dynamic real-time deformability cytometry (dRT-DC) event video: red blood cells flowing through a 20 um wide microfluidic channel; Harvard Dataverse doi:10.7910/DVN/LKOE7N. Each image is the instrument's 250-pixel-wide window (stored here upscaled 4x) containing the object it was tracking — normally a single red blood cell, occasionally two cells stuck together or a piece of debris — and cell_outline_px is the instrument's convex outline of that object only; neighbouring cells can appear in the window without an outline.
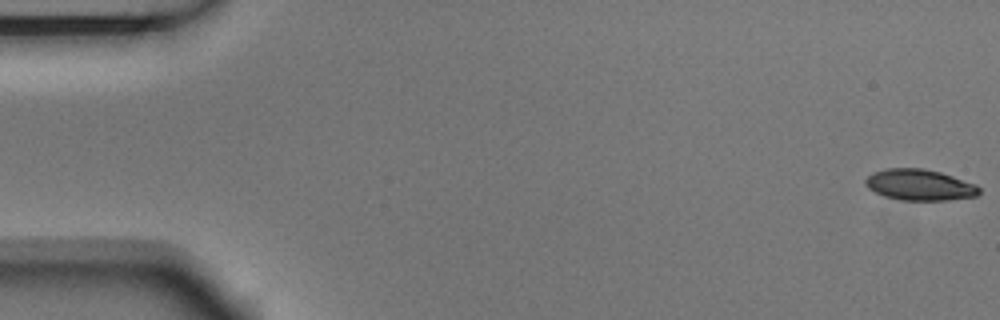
{"species": "Egyptian fruit bat (a non-hibernating species)", "species_latin": "Rousettus aegyptiacus", "temperature_condition": "room temperature", "stored_images_in_passage": 6, "camera_frame_rate_fps": 3000, "um_per_image_px": 0.085, "animal": {"sex": "male"}, "frame": {"image": 1, "passage_image": 1, "time_ms": 0.0, "image_size_px": [1000, 320], "cell_outline_px": [[980, 192], [976, 196], [944, 200], [900, 200], [884, 196], [868, 188], [864, 180], [872, 172], [884, 168], [924, 168], [940, 172], [976, 184], [980, 188]], "centroid_in_image_um": [78.15, 15.7], "position_along_channel_um": 6.9, "area_um2": 20.58}}